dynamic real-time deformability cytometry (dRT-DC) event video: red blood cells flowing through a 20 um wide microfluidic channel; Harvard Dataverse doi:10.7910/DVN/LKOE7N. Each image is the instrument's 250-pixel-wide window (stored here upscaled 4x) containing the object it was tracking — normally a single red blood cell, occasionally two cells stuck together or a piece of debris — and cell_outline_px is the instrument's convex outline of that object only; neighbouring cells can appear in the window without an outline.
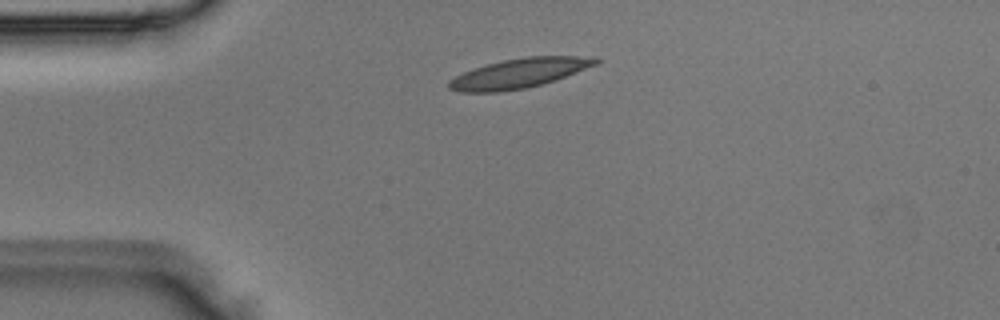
{"species": "Egyptian fruit bat (a non-hibernating species)", "species_latin": "Rousettus aegyptiacus", "temperature_condition": "room temperature", "stored_images_in_passage": 2, "camera_frame_rate_fps": 3000, "um_per_image_px": 0.085, "animal": {"sex": "male"}, "frame": {"image": 1, "passage_image": 1, "time_ms": 0.0, "image_size_px": [1000, 320], "cell_outline_px": [[600, 60], [596, 64], [556, 80], [524, 88], [496, 92], [460, 92], [448, 88], [448, 80], [472, 68], [504, 60], [524, 56], [596, 56]], "centroid_in_image_um": [44.12, 6.21], "position_along_channel_um": 40.9, "area_um2": 25.14}}